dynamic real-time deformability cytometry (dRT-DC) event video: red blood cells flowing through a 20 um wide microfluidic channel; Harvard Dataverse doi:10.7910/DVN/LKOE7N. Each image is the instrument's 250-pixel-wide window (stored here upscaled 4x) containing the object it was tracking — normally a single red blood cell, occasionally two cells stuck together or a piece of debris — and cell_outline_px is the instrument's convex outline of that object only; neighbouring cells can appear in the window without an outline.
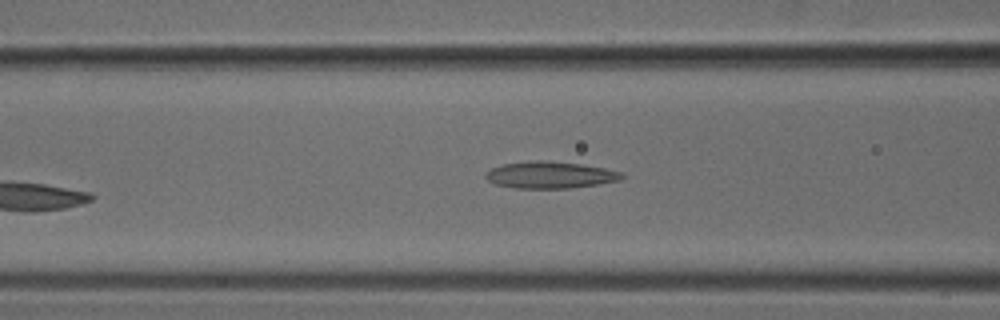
{"species": "common noctule bat (a hibernating species)", "species_latin": "Nyctalus noctula", "temperature_condition": "cold", "stored_images_in_passage": 6, "camera_frame_rate_fps": 3000, "um_per_image_px": 0.085, "animal": {"sex": "male", "body_mass_g": 18.8}, "frame": {"image": 1, "passage_image": 6, "time_ms": 1.667, "image_size_px": [1000, 320], "cell_outline_px": [[624, 176], [620, 180], [600, 184], [572, 188], [516, 188], [496, 184], [488, 180], [484, 176], [492, 168], [500, 164], [536, 160], [540, 160], [580, 164], [604, 168], [624, 172]], "centroid_in_image_um": [46.79, 14.87], "position_along_channel_um": 119.8, "area_um2": 21.21}}